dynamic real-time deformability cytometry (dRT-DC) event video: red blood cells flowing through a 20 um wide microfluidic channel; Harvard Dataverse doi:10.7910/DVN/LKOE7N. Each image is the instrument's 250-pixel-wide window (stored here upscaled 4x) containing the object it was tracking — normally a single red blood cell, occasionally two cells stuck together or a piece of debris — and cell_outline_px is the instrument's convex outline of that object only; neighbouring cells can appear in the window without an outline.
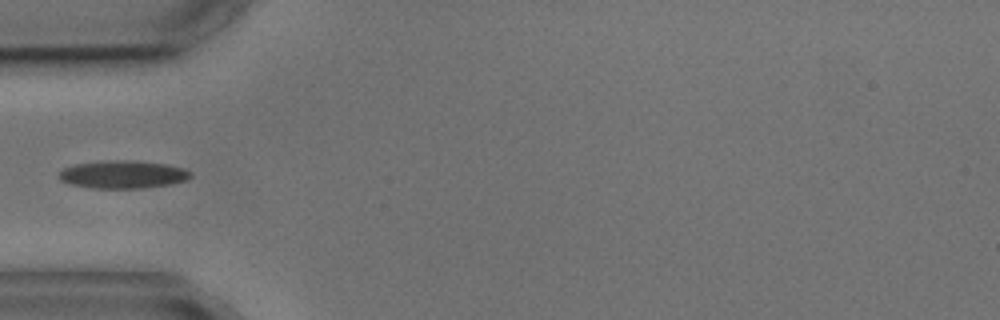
{"species": "common noctule bat (a hibernating species)", "species_latin": "Nyctalus noctula", "temperature_condition": "cold", "stored_images_in_passage": 7, "camera_frame_rate_fps": 3000, "um_per_image_px": 0.085, "animal": {"sex": "male", "body_mass_g": 17.9, "forearm_length_mm": 54.2}, "frame": {"image": 1, "passage_image": 4, "time_ms": 3.667, "image_size_px": [1000, 320], "cell_outline_px": [[192, 176], [188, 180], [168, 184], [140, 188], [92, 188], [72, 184], [60, 180], [60, 172], [64, 168], [76, 164], [100, 160], [136, 160], [164, 164], [184, 168], [192, 172]], "centroid_in_image_um": [10.47, 14.81], "position_along_channel_um": 74.5, "area_um2": 21.33}}